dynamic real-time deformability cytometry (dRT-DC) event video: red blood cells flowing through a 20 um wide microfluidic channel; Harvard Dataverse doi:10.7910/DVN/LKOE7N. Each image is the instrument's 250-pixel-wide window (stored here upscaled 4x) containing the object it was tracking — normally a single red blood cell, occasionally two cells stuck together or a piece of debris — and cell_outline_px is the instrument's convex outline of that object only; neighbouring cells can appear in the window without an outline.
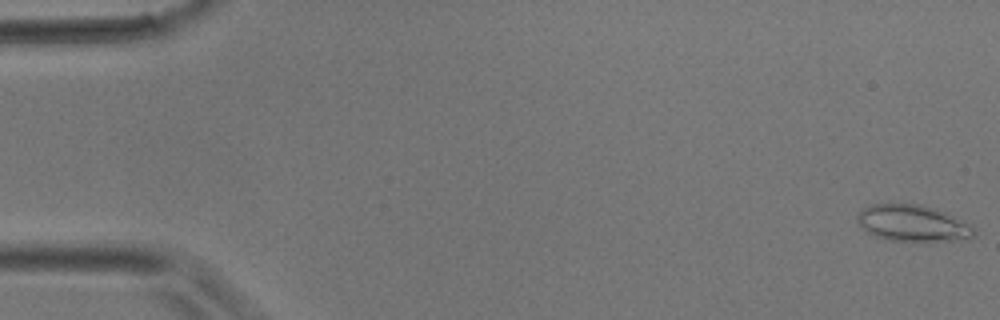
{"species": "common noctule bat (a hibernating species)", "species_latin": "Nyctalus noctula", "temperature_condition": "room temperature", "stored_images_in_passage": 6, "camera_frame_rate_fps": 3000, "um_per_image_px": 0.085, "animal": {"sex": "male", "body_mass_g": 17.9}, "frame": {"image": 1, "passage_image": 1, "time_ms": 0.0, "image_size_px": [1000, 320], "cell_outline_px": [[976, 236], [968, 240], [888, 240], [876, 236], [868, 232], [856, 220], [856, 216], [864, 208], [872, 204], [920, 204], [936, 208], [948, 212], [968, 224], [976, 232]], "centroid_in_image_um": [77.62, 18.96], "position_along_channel_um": 7.4, "area_um2": 24.62}}
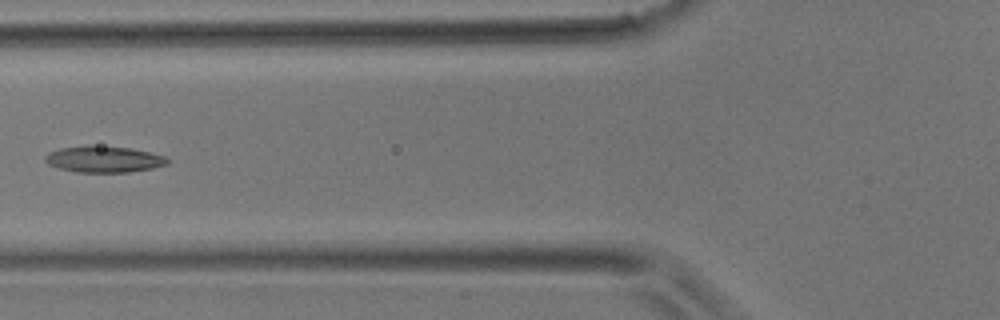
{"frame": {"image": 2, "passage_image": 6, "time_ms": 1.667, "image_size_px": [1000, 320], "cell_outline_px": [[168, 164], [152, 168], [128, 172], [76, 172], [60, 168], [48, 164], [44, 160], [44, 156], [48, 152], [60, 148], [84, 144], [92, 144], [132, 148], [164, 156], [168, 160]], "centroid_in_image_um": [8.77, 13.51], "position_along_channel_um": 117.0, "area_um2": 19.02}}